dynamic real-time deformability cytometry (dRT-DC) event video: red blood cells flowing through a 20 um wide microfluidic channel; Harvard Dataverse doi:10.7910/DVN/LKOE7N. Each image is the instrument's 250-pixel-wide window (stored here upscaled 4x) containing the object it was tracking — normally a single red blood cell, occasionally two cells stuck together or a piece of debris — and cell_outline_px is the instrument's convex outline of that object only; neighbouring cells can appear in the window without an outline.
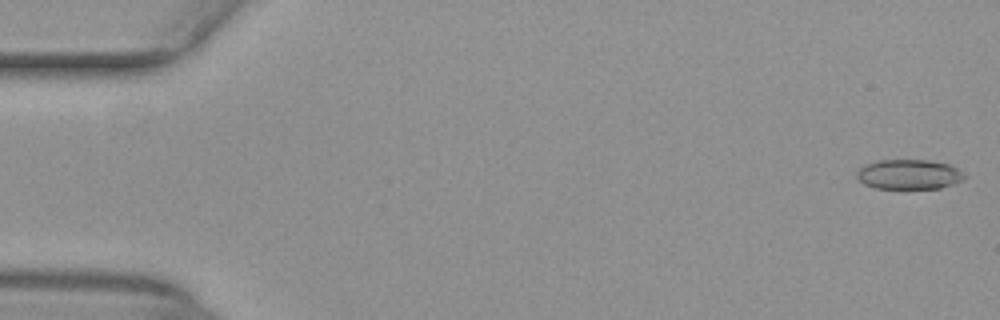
{"species": "common noctule bat (a hibernating species)", "species_latin": "Nyctalus noctula", "temperature_condition": "warm", "stored_images_in_passage": 52, "camera_frame_rate_fps": 3000, "um_per_image_px": 0.085, "animal": {"sex": "female", "body_mass_g": 29.2, "forearm_length_mm": 56.3}, "frame": {"image": 1, "passage_image": 1, "time_ms": 0.0, "image_size_px": [1000, 320], "cell_outline_px": [[968, 176], [964, 180], [940, 188], [876, 188], [864, 184], [856, 176], [856, 172], [864, 164], [876, 160], [928, 160], [948, 164], [956, 168]], "centroid_in_image_um": [77.26, 14.81], "position_along_channel_um": 7.7, "area_um2": 18.73}}
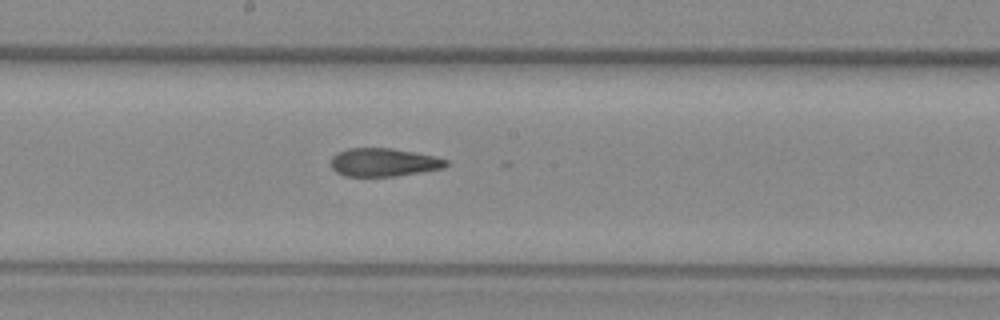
{"frame": {"image": 2, "passage_image": 28, "time_ms": 9.0, "image_size_px": [1000, 320], "cell_outline_px": [[448, 164], [444, 168], [396, 176], [344, 176], [336, 172], [332, 168], [332, 156], [336, 152], [348, 148], [392, 148], [436, 156], [448, 160]], "centroid_in_image_um": [32.61, 13.79], "position_along_channel_um": 215.6, "area_um2": 19.02}}
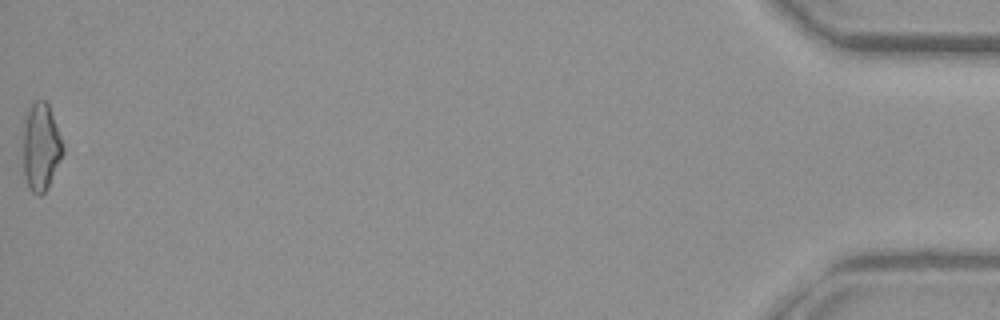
{"frame": {"image": 3, "passage_image": 52, "time_ms": 17.0, "image_size_px": [1000, 320], "cell_outline_px": [[64, 152], [48, 188], [40, 196], [32, 192], [28, 188], [24, 176], [24, 120], [28, 108], [32, 100], [44, 100], [48, 104], [60, 136], [64, 148]], "centroid_in_image_um": [3.47, 12.5], "position_along_channel_um": 431.7, "area_um2": 20.29}, "authors_computed_cell_mechanics": {"area_um2": 19.5075, "velocity_mm_per_s": 4.0246, "shape_relaxation_time_tau1_ms": null, "shape_relaxation_time_tau2_ms": 3.5791, "deformation_change_tau1": null, "deformation_change_tau2": 0.1323}}